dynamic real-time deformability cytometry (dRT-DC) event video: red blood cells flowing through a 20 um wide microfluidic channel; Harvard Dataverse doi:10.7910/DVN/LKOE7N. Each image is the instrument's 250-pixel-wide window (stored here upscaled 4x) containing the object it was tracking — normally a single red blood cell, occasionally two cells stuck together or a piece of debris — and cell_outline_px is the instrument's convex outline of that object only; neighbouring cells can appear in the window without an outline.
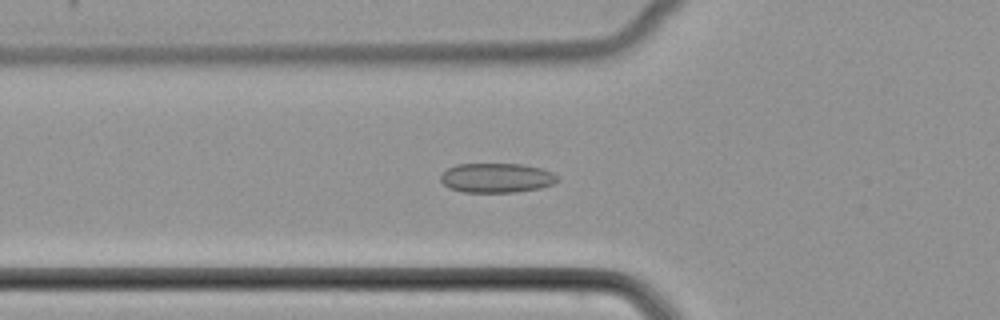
{"species": "common noctule bat (a hibernating species)", "species_latin": "Nyctalus noctula", "temperature_condition": "cold", "stored_images_in_passage": 47, "camera_frame_rate_fps": 3000, "um_per_image_px": 0.085, "animal": {"sex": "female", "body_mass_g": 22.7, "forearm_length_mm": 54.2}, "frame": {"image": 1, "passage_image": 14, "time_ms": 4.333, "image_size_px": [1000, 320], "cell_outline_px": [[560, 180], [552, 184], [540, 188], [516, 192], [464, 192], [448, 188], [440, 180], [440, 176], [448, 168], [456, 164], [520, 164], [540, 168], [552, 172], [560, 176]], "centroid_in_image_um": [42.22, 15.12], "position_along_channel_um": 83.6, "area_um2": 20.17}}
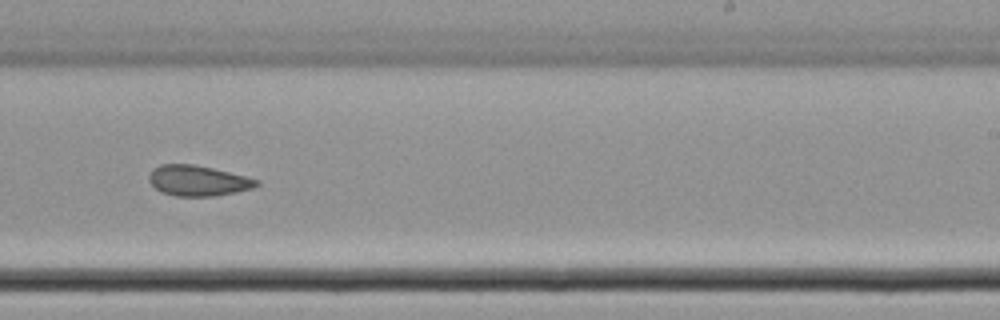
{"frame": {"image": 2, "passage_image": 28, "time_ms": 9.0, "image_size_px": [1000, 320], "cell_outline_px": [[260, 184], [252, 188], [236, 192], [216, 196], [176, 196], [160, 192], [148, 180], [148, 176], [152, 168], [160, 164], [192, 164], [212, 168], [260, 180]], "centroid_in_image_um": [16.8, 15.36], "position_along_channel_um": 272.2, "area_um2": 19.13}}
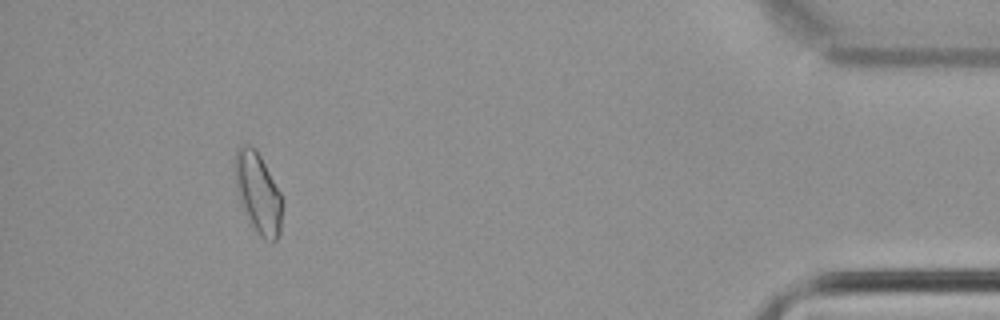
{"frame": {"image": 3, "passage_image": 43, "time_ms": 14.0, "image_size_px": [1000, 320], "cell_outline_px": [[284, 204], [280, 232], [276, 240], [272, 244], [264, 240], [252, 228], [240, 204], [236, 188], [236, 148], [240, 144], [248, 144], [256, 148], [280, 192], [284, 200]], "centroid_in_image_um": [21.97, 16.46], "position_along_channel_um": 413.2, "area_um2": 22.66}}